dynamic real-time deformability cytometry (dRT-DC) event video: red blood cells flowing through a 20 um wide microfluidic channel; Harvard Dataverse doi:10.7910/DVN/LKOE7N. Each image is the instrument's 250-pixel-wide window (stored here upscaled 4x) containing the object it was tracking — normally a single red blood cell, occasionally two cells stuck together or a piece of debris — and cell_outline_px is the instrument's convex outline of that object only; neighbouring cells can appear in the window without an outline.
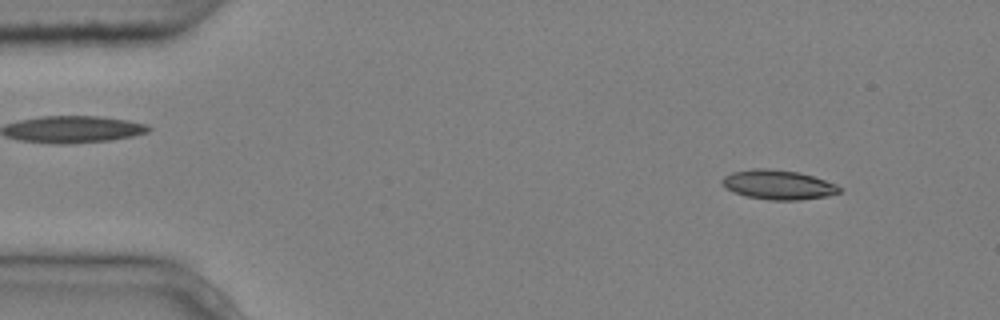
{"species": "common noctule bat (a hibernating species)", "species_latin": "Nyctalus noctula", "temperature_condition": "cold", "stored_images_in_passage": 3, "camera_frame_rate_fps": 3000, "um_per_image_px": 0.085, "animal": {"sex": "male", "body_mass_g": 20.4}, "frame": {"image": 1, "passage_image": 1, "time_ms": 0.0, "image_size_px": [1000, 320], "cell_outline_px": [[840, 192], [824, 196], [800, 200], [772, 200], [748, 196], [732, 192], [724, 188], [720, 180], [724, 176], [732, 172], [752, 168], [768, 168], [800, 172], [836, 184], [840, 188]], "centroid_in_image_um": [66.08, 15.69], "position_along_channel_um": 18.9, "area_um2": 20.11}}
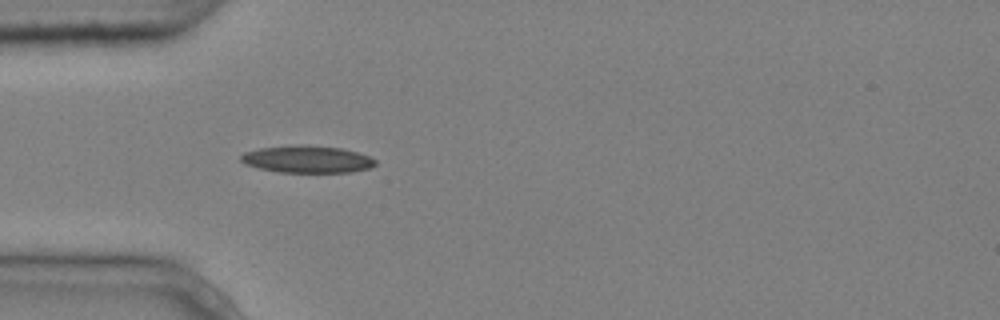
{"frame": {"image": 2, "passage_image": 3, "time_ms": 0.667, "image_size_px": [1000, 320], "cell_outline_px": [[376, 164], [368, 168], [352, 172], [280, 172], [260, 168], [244, 164], [240, 160], [240, 156], [244, 152], [260, 148], [300, 144], [340, 148], [356, 152], [368, 156], [376, 160]], "centroid_in_image_um": [26.08, 13.53], "position_along_channel_um": 58.9, "area_um2": 21.15}}